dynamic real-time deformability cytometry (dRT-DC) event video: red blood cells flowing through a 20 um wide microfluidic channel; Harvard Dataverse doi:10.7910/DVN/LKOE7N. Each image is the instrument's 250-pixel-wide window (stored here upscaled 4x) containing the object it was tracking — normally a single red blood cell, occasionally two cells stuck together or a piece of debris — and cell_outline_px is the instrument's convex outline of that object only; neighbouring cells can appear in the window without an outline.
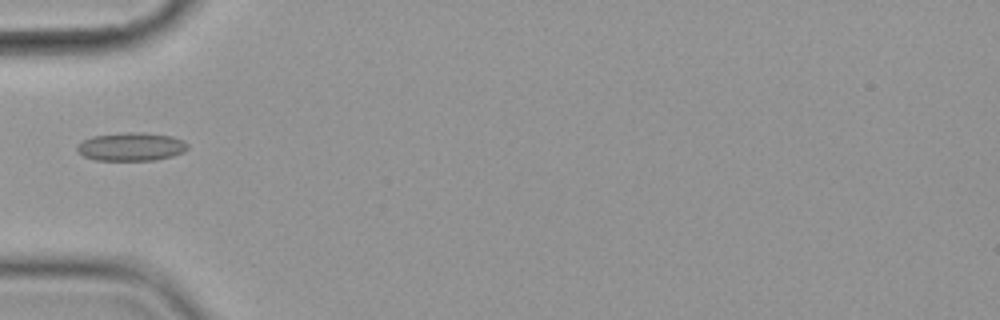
{"species": "common noctule bat (a hibernating species)", "species_latin": "Nyctalus noctula", "temperature_condition": "cold", "stored_images_in_passage": 10, "camera_frame_rate_fps": 3000, "um_per_image_px": 0.085, "animal": {"sex": "female", "body_mass_g": 19.9}, "frame": {"image": 1, "passage_image": 1, "time_ms": 0.0, "image_size_px": [1000, 320], "cell_outline_px": [[188, 148], [184, 152], [172, 156], [152, 160], [96, 160], [84, 156], [76, 148], [76, 144], [92, 136], [128, 132], [140, 132], [172, 136], [184, 140], [188, 144]], "centroid_in_image_um": [11.17, 12.46], "position_along_channel_um": 73.8, "area_um2": 18.21}}
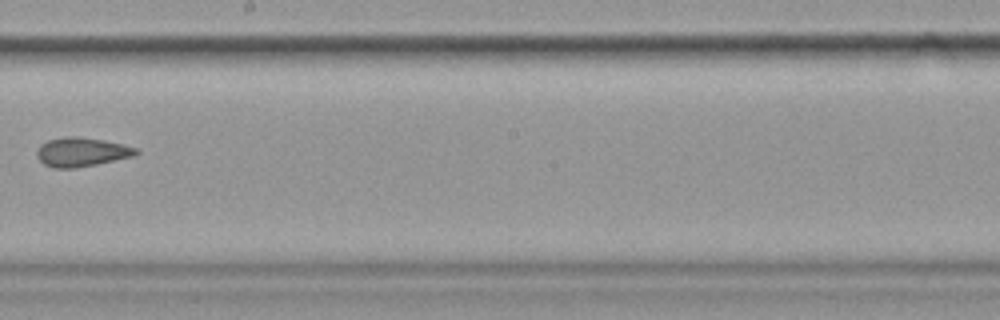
{"frame": {"image": 2, "passage_image": 5, "time_ms": 4.667, "image_size_px": [1000, 320], "cell_outline_px": [[140, 152], [136, 156], [76, 168], [52, 168], [44, 164], [36, 156], [36, 152], [40, 144], [48, 140], [64, 136], [80, 136], [104, 140], [136, 148]], "centroid_in_image_um": [6.92, 12.92], "position_along_channel_um": 241.3, "area_um2": 16.94}}
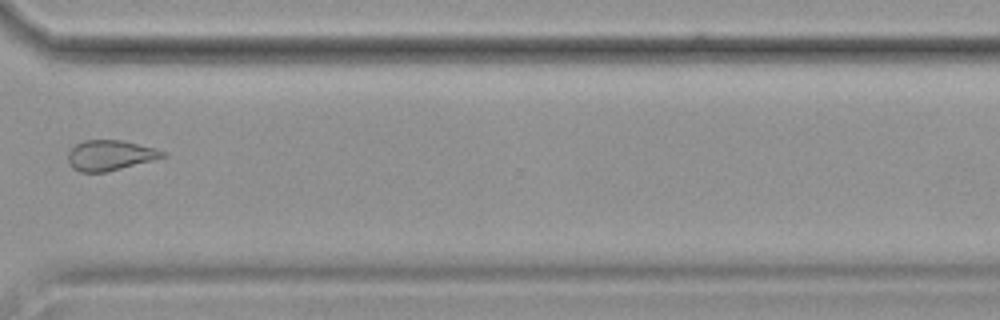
{"frame": {"image": 3, "passage_image": 8, "time_ms": 8.0, "image_size_px": [1000, 320], "cell_outline_px": [[168, 156], [104, 172], [80, 172], [72, 168], [68, 160], [68, 152], [76, 144], [84, 140], [120, 140], [156, 148], [168, 152]], "centroid_in_image_um": [9.37, 13.19], "position_along_channel_um": 361.2, "area_um2": 16.59}}